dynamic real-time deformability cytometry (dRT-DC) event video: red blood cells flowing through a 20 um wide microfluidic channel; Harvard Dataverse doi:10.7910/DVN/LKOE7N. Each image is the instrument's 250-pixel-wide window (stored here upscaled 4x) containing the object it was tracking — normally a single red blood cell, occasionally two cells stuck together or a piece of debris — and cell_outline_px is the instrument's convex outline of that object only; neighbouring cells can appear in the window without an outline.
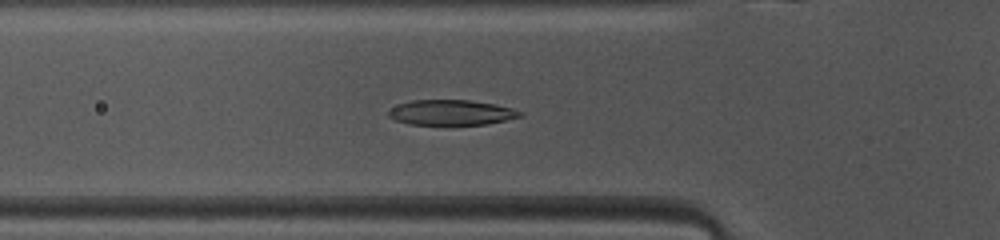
{"species": "common noctule bat (a hibernating species)", "species_latin": "Nyctalus noctula", "temperature_condition": "warm", "stored_images_in_passage": 37, "camera_frame_rate_fps": 3000, "um_per_image_px": 0.085, "animal": {"sex": "female", "body_mass_g": 10.0, "forearm_length_mm": 53.1}, "frame": {"image": 1, "passage_image": 4, "time_ms": 1.0, "image_size_px": [1000, 240], "cell_outline_px": [[524, 116], [484, 124], [412, 124], [396, 120], [388, 116], [388, 112], [392, 108], [400, 104], [412, 100], [468, 100], [496, 104], [512, 108], [524, 112]], "centroid_in_image_um": [38.41, 9.55], "position_along_channel_um": 87.4, "area_um2": 19.07}}
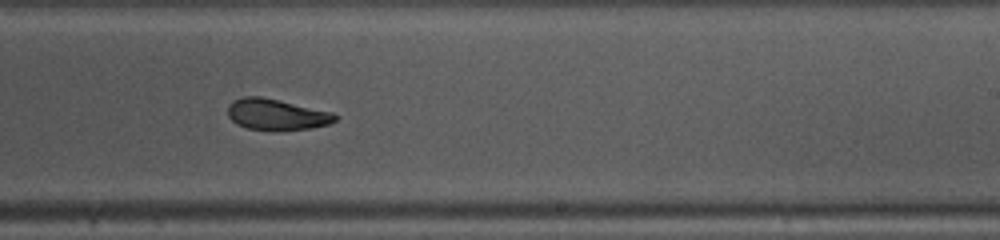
{"frame": {"image": 2, "passage_image": 17, "time_ms": 5.333, "image_size_px": [1000, 240], "cell_outline_px": [[340, 116], [336, 120], [328, 124], [312, 128], [272, 132], [248, 128], [236, 124], [228, 116], [228, 104], [232, 100], [240, 96], [260, 96], [332, 112]], "centroid_in_image_um": [23.48, 9.75], "position_along_channel_um": 265.5, "area_um2": 19.83}}
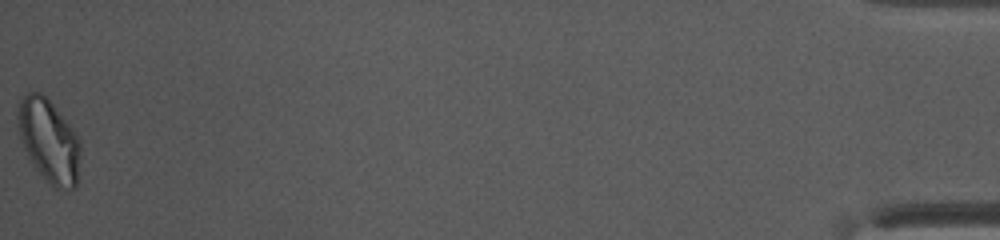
{"frame": {"image": 3, "passage_image": 37, "time_ms": 12.0, "image_size_px": [1000, 240], "cell_outline_px": [[80, 152], [76, 188], [56, 188], [32, 164], [28, 156], [20, 136], [16, 116], [20, 104], [24, 96], [28, 92], [40, 92], [52, 104], [76, 132], [80, 140]], "centroid_in_image_um": [4.17, 11.95], "position_along_channel_um": 431.0, "area_um2": 29.65}, "authors_computed_cell_mechanics": {"area_um2": 20.3456, "velocity_mm_per_s": 4.0977, "shape_relaxation_time_tau1_ms": 7.5236, "shape_relaxation_time_tau2_ms": 2.6356, "deformation_change_tau1": 0.2382, "deformation_change_tau2": 0.0839}}